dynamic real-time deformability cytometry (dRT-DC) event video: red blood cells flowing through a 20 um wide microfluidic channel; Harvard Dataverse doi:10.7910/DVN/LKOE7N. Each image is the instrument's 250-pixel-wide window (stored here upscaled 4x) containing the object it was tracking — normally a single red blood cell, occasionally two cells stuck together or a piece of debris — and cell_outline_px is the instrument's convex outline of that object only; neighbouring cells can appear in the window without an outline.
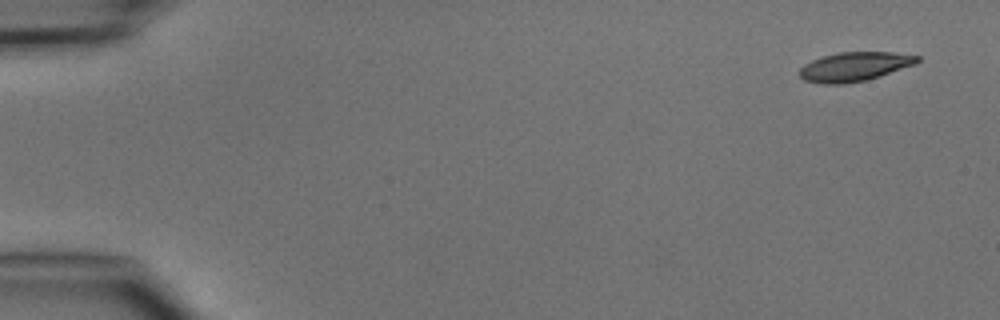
{"species": "common noctule bat (a hibernating species)", "species_latin": "Nyctalus noctula", "temperature_condition": "cold", "stored_images_in_passage": 2, "segment_of_instrument_passage": [2, 2], "camera_frame_rate_fps": 3000, "um_per_image_px": 0.085, "animal": {"sex": "male", "body_mass_g": 15.6}, "frame": {"image": 1, "passage_image": 2, "time_ms": 1.0, "image_size_px": [1000, 320], "cell_outline_px": [[920, 60], [916, 64], [880, 76], [864, 80], [844, 84], [820, 84], [804, 80], [800, 76], [800, 68], [804, 64], [812, 60], [824, 56], [840, 52], [892, 52], [920, 56]], "centroid_in_image_um": [72.64, 5.66], "position_along_channel_um": 12.4, "area_um2": 19.94}}